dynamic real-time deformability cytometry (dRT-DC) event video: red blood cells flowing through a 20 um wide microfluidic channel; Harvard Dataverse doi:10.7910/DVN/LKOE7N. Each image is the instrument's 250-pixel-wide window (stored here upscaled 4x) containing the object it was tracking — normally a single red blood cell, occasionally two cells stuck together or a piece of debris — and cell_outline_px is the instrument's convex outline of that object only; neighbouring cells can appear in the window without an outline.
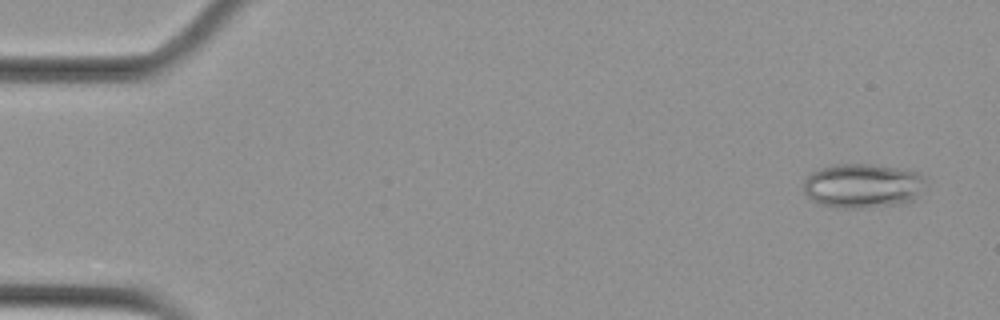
{"species": "Egyptian fruit bat (a non-hibernating species)", "species_latin": "Rousettus aegyptiacus", "temperature_condition": "cold", "stored_images_in_passage": 51, "camera_frame_rate_fps": 3000, "um_per_image_px": 0.085, "animal": {"sex": "female"}, "frame": {"image": 1, "passage_image": 3, "time_ms": 0.667, "image_size_px": [1000, 320], "cell_outline_px": [[928, 188], [912, 200], [900, 204], [864, 208], [840, 208], [820, 204], [812, 200], [804, 192], [804, 180], [812, 172], [836, 164], [872, 164], [896, 168], [916, 172], [924, 180]], "centroid_in_image_um": [73.35, 15.8], "position_along_channel_um": 11.6, "area_um2": 31.56}}
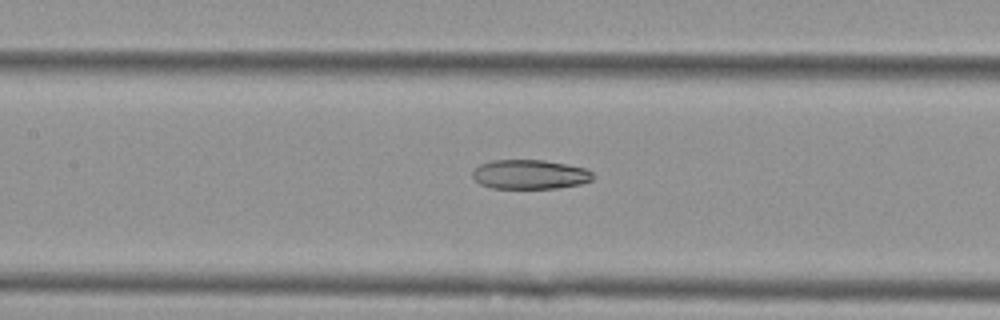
{"frame": {"image": 2, "passage_image": 26, "time_ms": 8.333, "image_size_px": [1000, 320], "cell_outline_px": [[596, 176], [592, 180], [580, 184], [556, 188], [492, 188], [480, 184], [472, 176], [472, 172], [480, 164], [492, 160], [544, 160], [568, 164], [588, 168]], "centroid_in_image_um": [45.08, 14.82], "position_along_channel_um": 162.3, "area_um2": 20.75}}
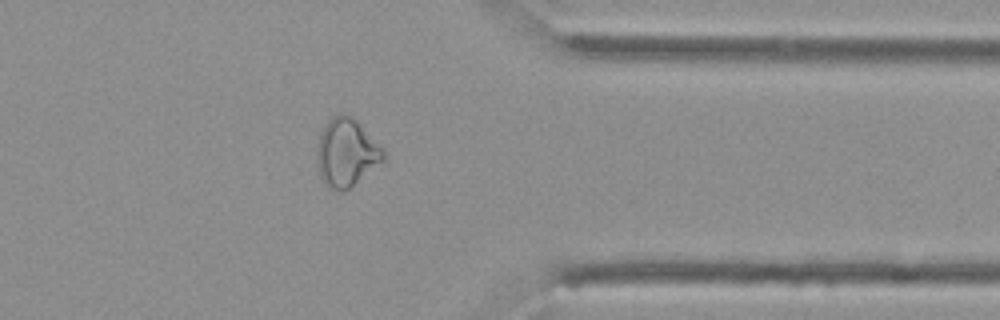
{"frame": {"image": 3, "passage_image": 45, "time_ms": 14.667, "image_size_px": [1000, 320], "cell_outline_px": [[388, 160], [348, 188], [340, 192], [328, 188], [320, 180], [316, 164], [316, 148], [324, 124], [332, 116], [344, 112], [352, 116], [356, 120], [384, 152]], "centroid_in_image_um": [29.41, 13.0], "position_along_channel_um": 382.0, "area_um2": 26.65}, "authors_computed_cell_mechanics": {"area_um2": 25.0274, "velocity_mm_per_s": 3.6206, "shape_relaxation_time_tau1_ms": null, "shape_relaxation_time_tau2_ms": 4.245, "deformation_change_tau1": null, "deformation_change_tau2": 0.1219}}